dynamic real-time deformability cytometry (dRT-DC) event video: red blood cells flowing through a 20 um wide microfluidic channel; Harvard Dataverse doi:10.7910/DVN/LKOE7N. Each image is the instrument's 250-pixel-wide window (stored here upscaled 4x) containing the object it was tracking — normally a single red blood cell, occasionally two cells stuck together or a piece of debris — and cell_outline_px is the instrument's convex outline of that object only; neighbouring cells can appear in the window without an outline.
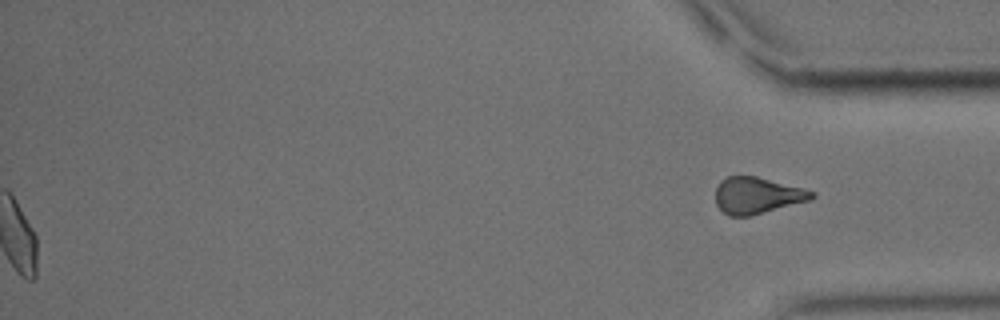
{"species": "common noctule bat (a hibernating species)", "species_latin": "Nyctalus noctula", "temperature_condition": "cold", "stored_images_in_passage": 56, "segment_of_instrument_passage": [2, 2], "camera_frame_rate_fps": 3000, "um_per_image_px": 0.085, "animal": {"sex": "male", "body_mass_g": 15.6}, "frame": {"image": 1, "passage_image": 56, "time_ms": 18.333, "image_size_px": [1000, 320], "cell_outline_px": [[816, 196], [812, 200], [748, 216], [728, 216], [716, 204], [716, 188], [720, 180], [728, 176], [756, 176], [816, 192]], "centroid_in_image_um": [64.36, 16.61], "position_along_channel_um": 370.8, "area_um2": 20.35}}